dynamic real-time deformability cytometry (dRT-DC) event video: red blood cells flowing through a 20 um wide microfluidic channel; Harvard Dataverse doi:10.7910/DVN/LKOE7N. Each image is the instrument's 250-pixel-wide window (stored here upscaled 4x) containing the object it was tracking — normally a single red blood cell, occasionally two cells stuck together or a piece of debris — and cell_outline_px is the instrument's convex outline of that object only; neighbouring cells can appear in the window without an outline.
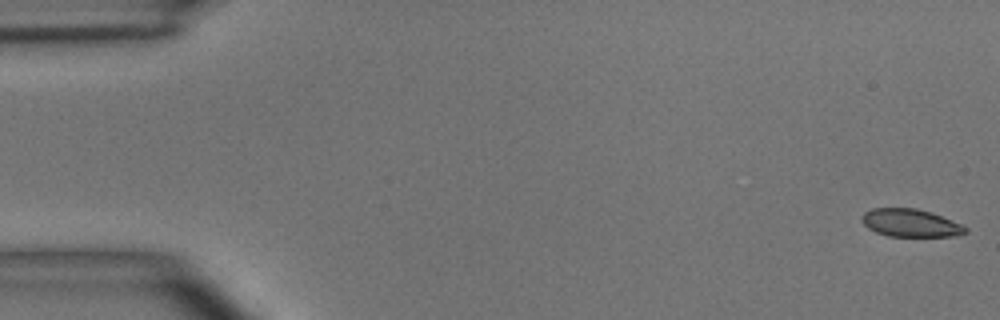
{"species": "common noctule bat (a hibernating species)", "species_latin": "Nyctalus noctula", "temperature_condition": "room temperature", "stored_images_in_passage": 4, "camera_frame_rate_fps": 3000, "um_per_image_px": 0.085, "animal": {"sex": "male", "body_mass_g": 15.6}, "frame": {"image": 1, "passage_image": 1, "time_ms": 0.0, "image_size_px": [1000, 320], "cell_outline_px": [[968, 232], [952, 236], [888, 236], [876, 232], [868, 228], [860, 220], [860, 216], [864, 212], [872, 208], [916, 208], [932, 212], [960, 224], [968, 228]], "centroid_in_image_um": [77.35, 18.94], "position_along_channel_um": 7.6, "area_um2": 16.82}}